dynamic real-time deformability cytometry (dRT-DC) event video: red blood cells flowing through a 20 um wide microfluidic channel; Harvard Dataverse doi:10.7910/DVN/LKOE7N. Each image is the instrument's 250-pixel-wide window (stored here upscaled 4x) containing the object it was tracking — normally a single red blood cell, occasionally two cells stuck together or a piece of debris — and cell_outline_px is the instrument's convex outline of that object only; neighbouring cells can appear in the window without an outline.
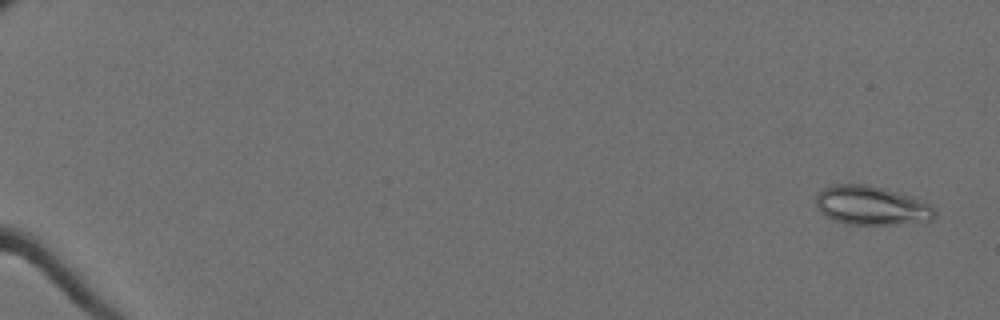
{"species": "Egyptian fruit bat (a non-hibernating species)", "species_latin": "Rousettus aegyptiacus", "temperature_condition": "cold", "stored_images_in_passage": 60, "camera_frame_rate_fps": 3000, "um_per_image_px": 0.085, "animal": {"sex": "female"}, "frame": {"image": 1, "passage_image": 3, "time_ms": 0.667, "image_size_px": [1000, 320], "cell_outline_px": [[936, 216], [932, 220], [896, 224], [848, 224], [832, 220], [820, 212], [816, 204], [816, 192], [832, 184], [868, 184], [916, 196], [932, 204], [936, 212]], "centroid_in_image_um": [74.1, 17.45], "position_along_channel_um": 10.9, "area_um2": 27.51}}
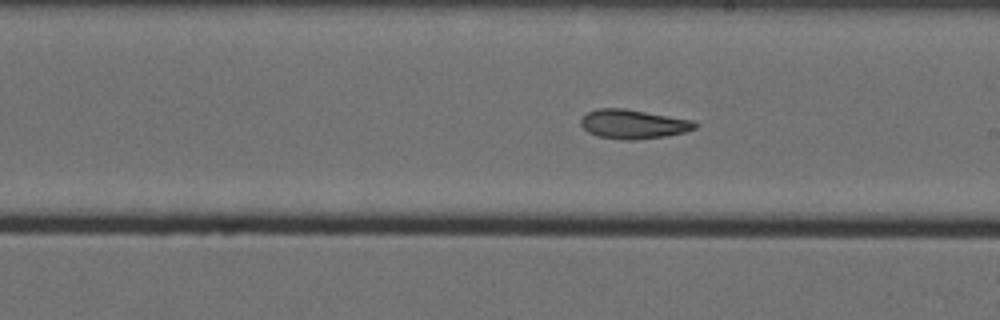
{"frame": {"image": 2, "passage_image": 38, "time_ms": 12.333, "image_size_px": [1000, 320], "cell_outline_px": [[696, 128], [684, 132], [664, 136], [636, 140], [624, 140], [600, 136], [588, 132], [580, 124], [580, 120], [588, 112], [596, 108], [624, 108], [692, 120], [696, 124]], "centroid_in_image_um": [53.8, 10.54], "position_along_channel_um": 235.2, "area_um2": 19.19}}
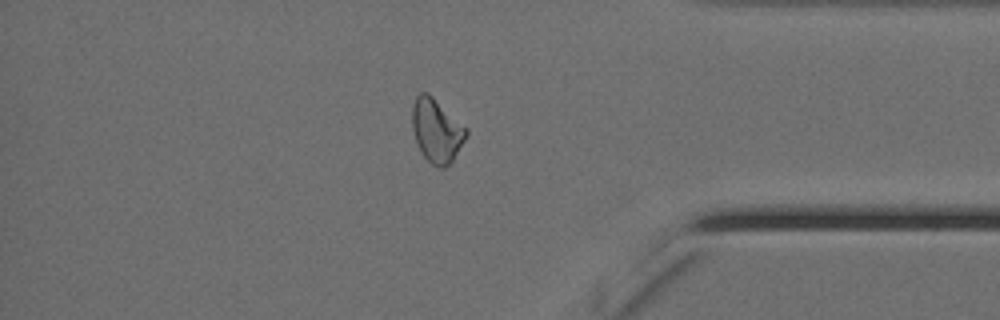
{"frame": {"image": 3, "passage_image": 53, "time_ms": 17.333, "image_size_px": [1000, 320], "cell_outline_px": [[468, 132], [464, 140], [452, 160], [444, 168], [440, 168], [432, 164], [420, 152], [412, 128], [412, 104], [416, 96], [420, 92], [428, 92], [468, 128]], "centroid_in_image_um": [37.1, 11.06], "position_along_channel_um": 398.1, "area_um2": 19.94}, "authors_computed_cell_mechanics": {"area_um2": 20.1144, "velocity_mm_per_s": 3.5559, "shape_relaxation_time_tau1_ms": 8.5132, "shape_relaxation_time_tau2_ms": 5.25, "deformation_change_tau1": 0.182, "deformation_change_tau2": 0.1236}}